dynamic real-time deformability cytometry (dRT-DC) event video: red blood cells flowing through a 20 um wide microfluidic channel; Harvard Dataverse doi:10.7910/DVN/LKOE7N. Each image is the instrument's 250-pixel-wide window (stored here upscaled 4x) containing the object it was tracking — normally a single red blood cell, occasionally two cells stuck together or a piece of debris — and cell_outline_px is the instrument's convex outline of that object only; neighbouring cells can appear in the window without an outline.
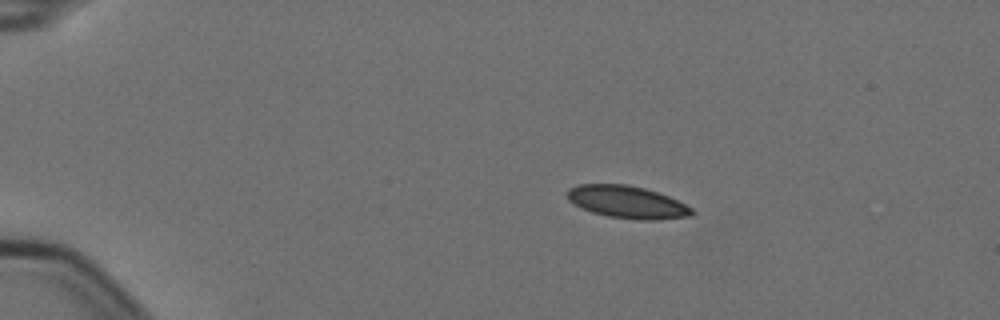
{"species": "Egyptian fruit bat (a non-hibernating species)", "species_latin": "Rousettus aegyptiacus", "temperature_condition": "cold", "stored_images_in_passage": 6, "camera_frame_rate_fps": 3000, "um_per_image_px": 0.085, "animal": {"sex": "female"}, "frame": {"image": 1, "passage_image": 4, "time_ms": 1.0, "image_size_px": [1000, 320], "cell_outline_px": [[696, 212], [692, 216], [656, 220], [640, 220], [608, 216], [592, 212], [568, 200], [568, 188], [580, 184], [628, 184], [644, 188], [668, 196], [692, 208]], "centroid_in_image_um": [53.34, 17.18], "position_along_channel_um": 31.7, "area_um2": 23.35}}